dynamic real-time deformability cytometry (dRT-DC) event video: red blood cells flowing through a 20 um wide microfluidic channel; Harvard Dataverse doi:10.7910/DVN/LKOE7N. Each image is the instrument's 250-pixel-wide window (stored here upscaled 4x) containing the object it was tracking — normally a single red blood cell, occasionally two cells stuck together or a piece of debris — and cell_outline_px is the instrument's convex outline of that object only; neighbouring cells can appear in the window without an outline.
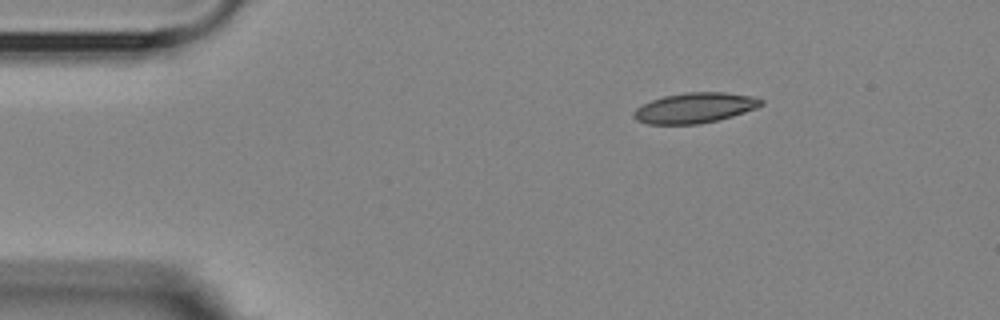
{"species": "Egyptian fruit bat (a non-hibernating species)", "species_latin": "Rousettus aegyptiacus", "temperature_condition": "room temperature", "stored_images_in_passage": 3, "camera_frame_rate_fps": 3000, "um_per_image_px": 0.085, "animal": {"sex": "female"}, "frame": {"image": 1, "passage_image": 1, "time_ms": 0.0, "image_size_px": [1000, 320], "cell_outline_px": [[764, 104], [756, 108], [732, 116], [700, 124], [648, 124], [636, 120], [632, 116], [632, 112], [636, 108], [652, 100], [664, 96], [684, 92], [724, 92], [752, 96], [764, 100]], "centroid_in_image_um": [59.05, 9.17], "position_along_channel_um": 26.0, "area_um2": 22.48}}